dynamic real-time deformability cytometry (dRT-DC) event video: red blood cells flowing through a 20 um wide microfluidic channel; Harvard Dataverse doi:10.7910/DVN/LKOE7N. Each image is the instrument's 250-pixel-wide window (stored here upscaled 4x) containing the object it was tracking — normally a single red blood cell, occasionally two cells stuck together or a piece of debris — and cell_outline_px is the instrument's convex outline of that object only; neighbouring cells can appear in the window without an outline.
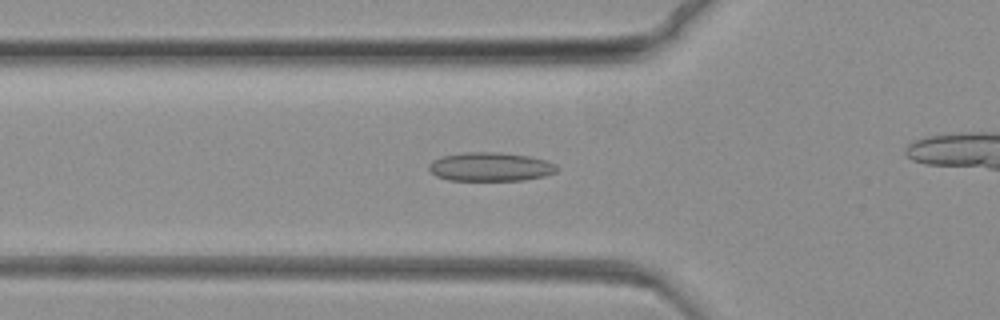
{"species": "common noctule bat (a hibernating species)", "species_latin": "Nyctalus noctula", "temperature_condition": "warm", "stored_images_in_passage": 64, "camera_frame_rate_fps": 3000, "um_per_image_px": 0.085, "animal": {"sex": "female", "body_mass_g": 19.3, "forearm_length_mm": 54.1}, "frame": {"image": 1, "passage_image": 27, "time_ms": 8.667, "image_size_px": [1000, 320], "cell_outline_px": [[560, 168], [556, 172], [544, 176], [524, 180], [448, 180], [436, 176], [428, 168], [428, 164], [432, 160], [440, 156], [464, 152], [496, 152], [528, 156], [544, 160], [556, 164]], "centroid_in_image_um": [41.66, 14.17], "position_along_channel_um": 84.1, "area_um2": 21.56}}
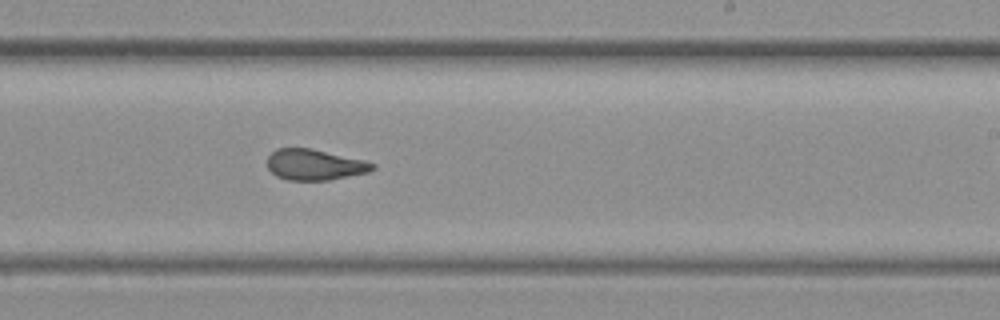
{"frame": {"image": 2, "passage_image": 47, "time_ms": 15.333, "image_size_px": [1000, 320], "cell_outline_px": [[376, 168], [368, 172], [328, 180], [288, 180], [276, 176], [268, 168], [268, 156], [276, 148], [312, 148], [364, 160], [376, 164]], "centroid_in_image_um": [26.75, 13.99], "position_along_channel_um": 262.3, "area_um2": 18.9}}
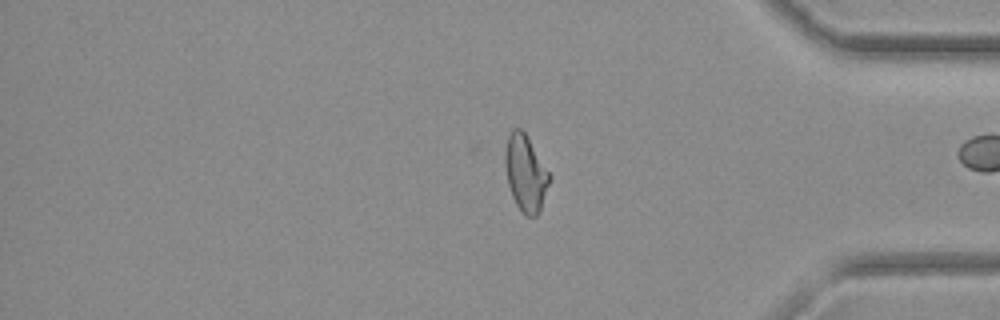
{"frame": {"image": 3, "passage_image": 64, "time_ms": 21.0, "image_size_px": [1000, 320], "cell_outline_px": [[552, 176], [540, 208], [536, 216], [524, 216], [516, 204], [512, 196], [508, 184], [504, 164], [504, 152], [508, 136], [512, 128], [520, 128], [524, 132]], "centroid_in_image_um": [44.66, 14.71], "position_along_channel_um": 390.5, "area_um2": 19.65}}